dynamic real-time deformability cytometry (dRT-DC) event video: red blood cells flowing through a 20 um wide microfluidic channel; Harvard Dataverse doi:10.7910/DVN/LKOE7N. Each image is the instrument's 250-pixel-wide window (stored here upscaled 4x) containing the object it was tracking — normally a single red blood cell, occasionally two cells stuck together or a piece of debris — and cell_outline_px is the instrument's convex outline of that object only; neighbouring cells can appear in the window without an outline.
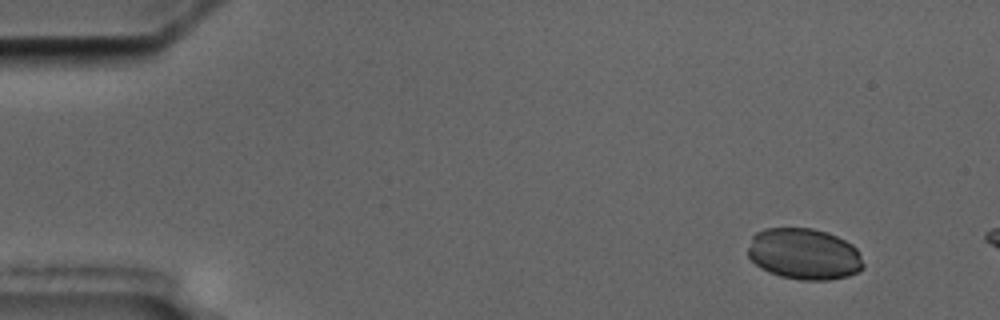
{"species": "common noctule bat (a hibernating species)", "species_latin": "Nyctalus noctula", "temperature_condition": "cold", "stored_images_in_passage": 3, "camera_frame_rate_fps": 3000, "um_per_image_px": 0.085, "animal": {"sex": "male", "body_mass_g": 17.5, "forearm_length_mm": 52.3}, "frame": {"image": 1, "passage_image": 1, "time_ms": 0.0, "image_size_px": [1000, 320], "cell_outline_px": [[864, 268], [860, 272], [848, 276], [828, 280], [804, 280], [780, 276], [768, 272], [760, 268], [748, 256], [748, 248], [752, 236], [756, 232], [764, 228], [812, 228], [828, 232], [852, 244], [856, 248], [864, 264]], "centroid_in_image_um": [68.35, 21.59], "position_along_channel_um": 16.6, "area_um2": 34.68}}